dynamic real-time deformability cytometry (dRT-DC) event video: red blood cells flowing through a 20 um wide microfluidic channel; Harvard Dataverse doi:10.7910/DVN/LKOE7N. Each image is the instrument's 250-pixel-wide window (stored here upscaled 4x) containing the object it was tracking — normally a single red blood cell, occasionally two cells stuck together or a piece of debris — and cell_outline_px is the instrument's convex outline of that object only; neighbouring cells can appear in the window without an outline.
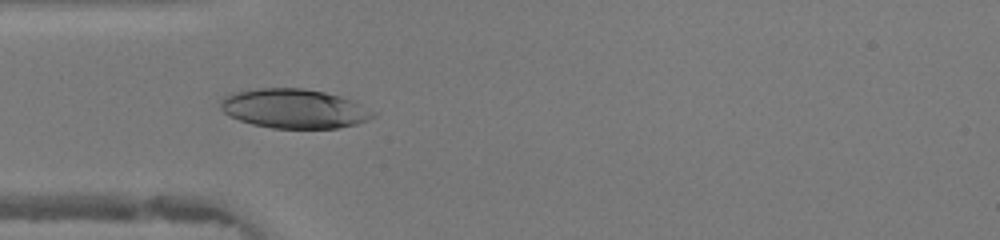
{"species": "human", "species_latin": "Homo sapiens", "temperature_condition": "warm", "stored_images_in_passage": 45, "camera_frame_rate_fps": 3000, "um_per_image_px": 0.085, "donor": {"sex": "female"}, "frame": {"image": 1, "passage_image": 13, "time_ms": 4.0, "image_size_px": [1000, 240], "cell_outline_px": [[376, 112], [372, 116], [356, 124], [336, 128], [272, 128], [252, 124], [240, 120], [224, 112], [220, 108], [220, 100], [224, 96], [236, 92], [260, 88], [304, 88], [324, 92], [340, 96], [352, 100]], "centroid_in_image_um": [24.98, 9.23], "position_along_channel_um": 60.0, "area_um2": 34.62}}
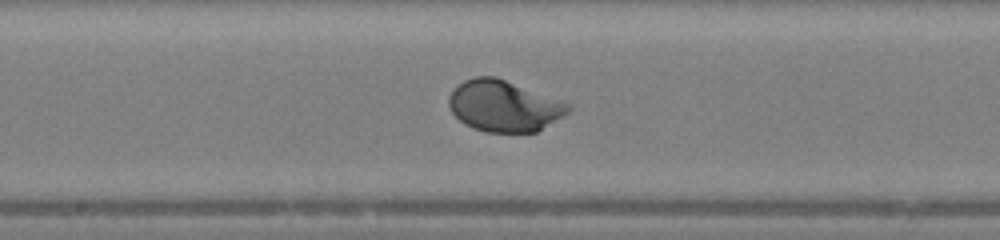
{"frame": {"image": 2, "passage_image": 23, "time_ms": 7.333, "image_size_px": [1000, 240], "cell_outline_px": [[572, 108], [568, 112], [536, 132], [488, 132], [472, 128], [464, 124], [452, 112], [448, 104], [448, 96], [456, 84], [472, 76], [496, 76], [572, 104]], "centroid_in_image_um": [42.8, 8.98], "position_along_channel_um": 205.4, "area_um2": 35.78}}
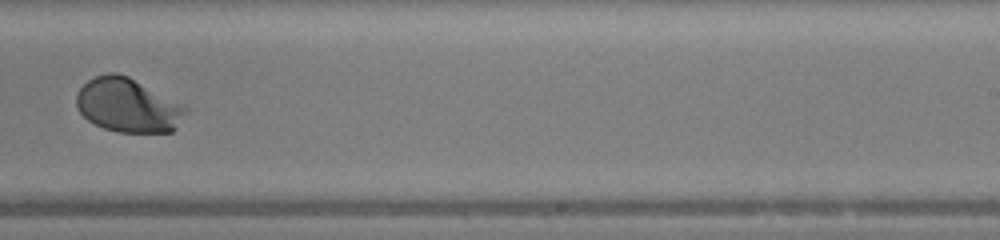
{"frame": {"image": 3, "passage_image": 28, "time_ms": 9.0, "image_size_px": [1000, 240], "cell_outline_px": [[188, 108], [176, 128], [172, 132], [120, 132], [104, 128], [88, 120], [76, 108], [76, 92], [88, 80], [96, 76], [108, 72], [116, 72], [128, 76]], "centroid_in_image_um": [10.82, 8.95], "position_along_channel_um": 278.2, "area_um2": 33.99}, "authors_computed_cell_mechanics": {"area_um2": 35.3736, "velocity_mm_per_s": 4.379, "shape_relaxation_time_tau1_ms": 2.2271, "shape_relaxation_time_tau2_ms": null, "deformation_change_tau1": 0.1764, "deformation_change_tau2": null}}